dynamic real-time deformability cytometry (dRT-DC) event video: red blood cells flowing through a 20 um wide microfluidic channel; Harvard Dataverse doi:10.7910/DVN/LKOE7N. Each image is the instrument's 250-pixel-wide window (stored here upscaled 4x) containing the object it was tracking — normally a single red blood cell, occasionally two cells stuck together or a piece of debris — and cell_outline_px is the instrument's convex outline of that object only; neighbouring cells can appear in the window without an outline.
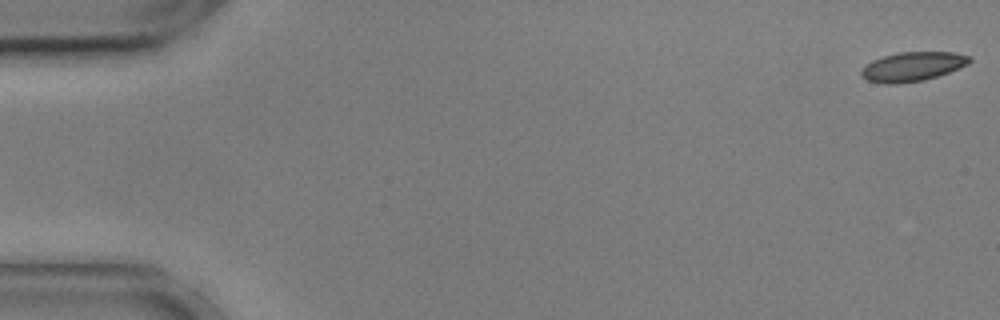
{"species": "common noctule bat (a hibernating species)", "species_latin": "Nyctalus noctula", "temperature_condition": "cold", "stored_images_in_passage": 11, "camera_frame_rate_fps": 3000, "um_per_image_px": 0.085, "animal": {"sex": "male", "body_mass_g": 17.9, "forearm_length_mm": 54.2}, "frame": {"image": 1, "passage_image": 1, "time_ms": 0.0, "image_size_px": [1000, 320], "cell_outline_px": [[972, 60], [968, 64], [960, 68], [924, 80], [896, 84], [884, 84], [868, 80], [860, 76], [860, 72], [872, 60], [884, 56], [900, 52], [956, 52], [972, 56]], "centroid_in_image_um": [77.6, 5.65], "position_along_channel_um": 7.4, "area_um2": 18.44}}